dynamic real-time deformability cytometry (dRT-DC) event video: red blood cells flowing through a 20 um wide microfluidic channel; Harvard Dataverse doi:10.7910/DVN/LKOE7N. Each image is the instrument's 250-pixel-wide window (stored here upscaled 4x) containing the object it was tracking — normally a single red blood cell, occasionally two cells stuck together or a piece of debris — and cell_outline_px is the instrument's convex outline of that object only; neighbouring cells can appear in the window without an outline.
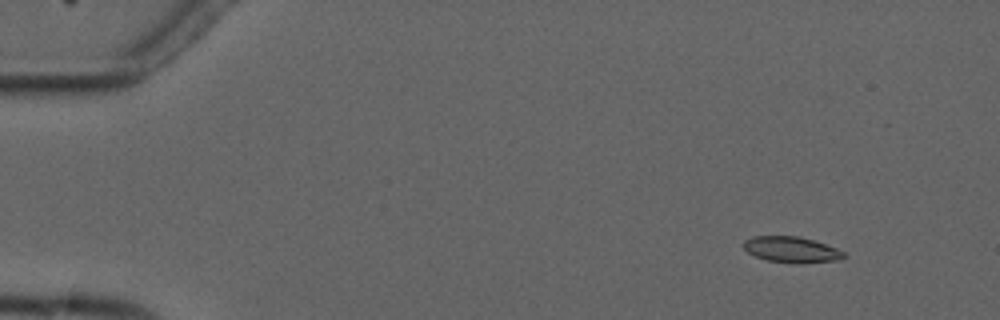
{"species": "common noctule bat (a hibernating species)", "species_latin": "Nyctalus noctula", "temperature_condition": "cold", "stored_images_in_passage": 5, "camera_frame_rate_fps": 3000, "um_per_image_px": 0.085, "animal": {"sex": "male", "forearm_length_mm": 52.5}, "frame": {"image": 1, "passage_image": 2, "time_ms": 1.0, "image_size_px": [1000, 320], "cell_outline_px": [[848, 256], [840, 260], [768, 260], [756, 256], [748, 252], [744, 248], [744, 240], [752, 236], [800, 236], [836, 248], [844, 252]], "centroid_in_image_um": [67.24, 21.15], "position_along_channel_um": 17.8, "area_um2": 14.1}}